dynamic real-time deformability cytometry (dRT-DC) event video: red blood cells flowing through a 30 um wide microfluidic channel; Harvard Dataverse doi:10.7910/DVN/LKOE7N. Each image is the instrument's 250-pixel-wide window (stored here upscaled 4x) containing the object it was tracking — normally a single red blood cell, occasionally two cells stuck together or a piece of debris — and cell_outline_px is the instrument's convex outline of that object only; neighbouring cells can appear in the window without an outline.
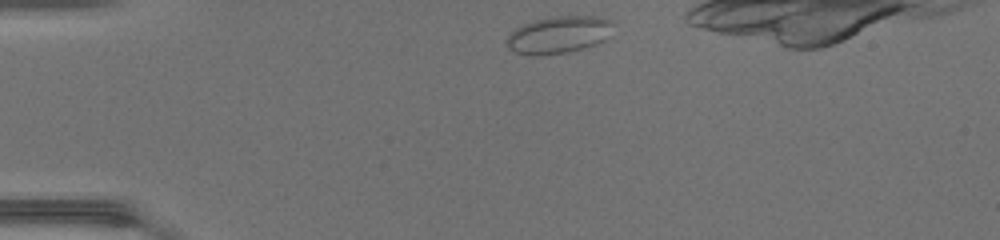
{"species": "common noctule bat (a hibernating species)", "species_latin": "Nyctalus noctula", "temperature_condition": "warm", "stored_images_in_passage": 34, "camera_frame_rate_fps": 3000, "um_per_image_px": 0.085, "animal": {"sex": "female", "body_mass_g": 17.0, "forearm_length_mm": 48.0}, "frame": {"image": 1, "passage_image": 2, "time_ms": 0.333, "image_size_px": [1000, 240], "cell_outline_px": [[616, 24], [612, 36], [604, 40], [568, 52], [540, 56], [532, 56], [516, 52], [508, 48], [504, 40], [516, 28], [532, 20], [552, 16], [600, 16], [612, 20]], "centroid_in_image_um": [47.53, 2.94], "position_along_channel_um": 37.5, "area_um2": 23.52}}
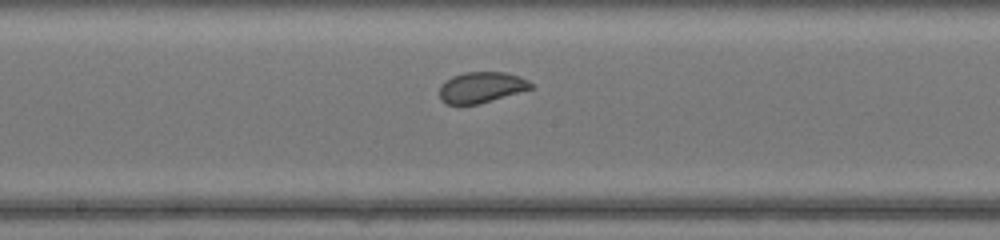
{"frame": {"image": 2, "passage_image": 17, "time_ms": 5.333, "image_size_px": [1000, 240], "cell_outline_px": [[532, 88], [480, 104], [444, 104], [440, 100], [440, 84], [444, 80], [452, 76], [464, 72], [504, 72], [520, 76], [528, 80], [532, 84]], "centroid_in_image_um": [40.87, 7.42], "position_along_channel_um": 207.3, "area_um2": 16.53}}
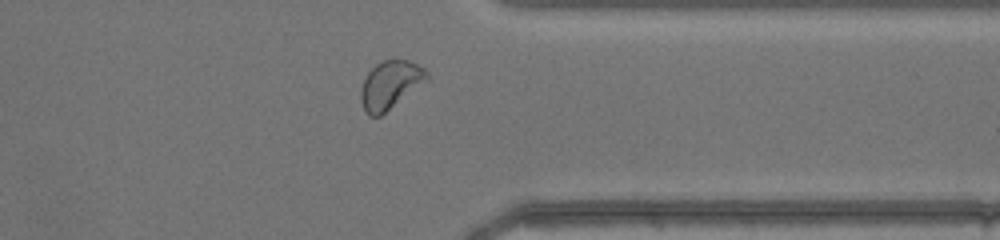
{"frame": {"image": 3, "passage_image": 29, "time_ms": 9.333, "image_size_px": [1000, 240], "cell_outline_px": [[428, 80], [380, 116], [368, 116], [364, 112], [360, 100], [360, 88], [368, 72], [376, 64], [384, 60], [408, 60], [424, 68], [428, 72]], "centroid_in_image_um": [33.15, 7.22], "position_along_channel_um": 378.3, "area_um2": 18.44}}